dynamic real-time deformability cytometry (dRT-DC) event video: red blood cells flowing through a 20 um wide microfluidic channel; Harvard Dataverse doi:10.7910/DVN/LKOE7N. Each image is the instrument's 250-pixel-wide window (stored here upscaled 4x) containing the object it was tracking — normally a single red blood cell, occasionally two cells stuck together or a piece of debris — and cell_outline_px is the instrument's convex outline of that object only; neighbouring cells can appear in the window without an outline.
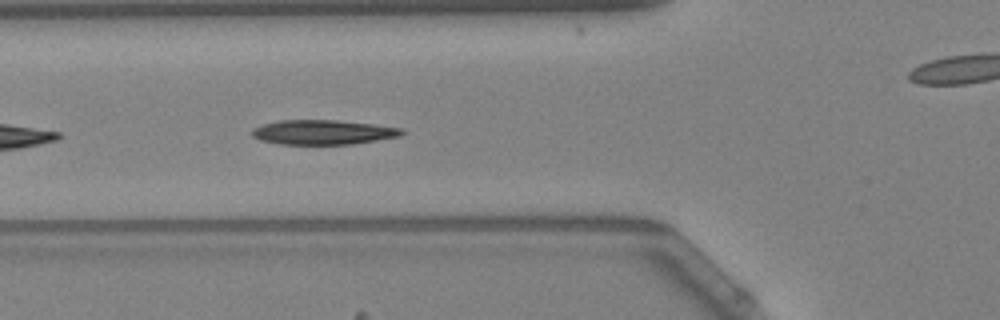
{"species": "Egyptian fruit bat (a non-hibernating species)", "species_latin": "Rousettus aegyptiacus", "temperature_condition": "warm", "stored_images_in_passage": 11, "camera_frame_rate_fps": 3000, "um_per_image_px": 0.085, "animal": {"sex": "female"}, "frame": {"image": 1, "passage_image": 5, "time_ms": 1.333, "image_size_px": [1000, 320], "cell_outline_px": [[408, 132], [400, 136], [352, 144], [280, 144], [260, 140], [252, 136], [252, 128], [264, 124], [280, 120], [336, 120], [372, 124], [404, 128]], "centroid_in_image_um": [27.49, 11.24], "position_along_channel_um": 98.3, "area_um2": 21.5}}